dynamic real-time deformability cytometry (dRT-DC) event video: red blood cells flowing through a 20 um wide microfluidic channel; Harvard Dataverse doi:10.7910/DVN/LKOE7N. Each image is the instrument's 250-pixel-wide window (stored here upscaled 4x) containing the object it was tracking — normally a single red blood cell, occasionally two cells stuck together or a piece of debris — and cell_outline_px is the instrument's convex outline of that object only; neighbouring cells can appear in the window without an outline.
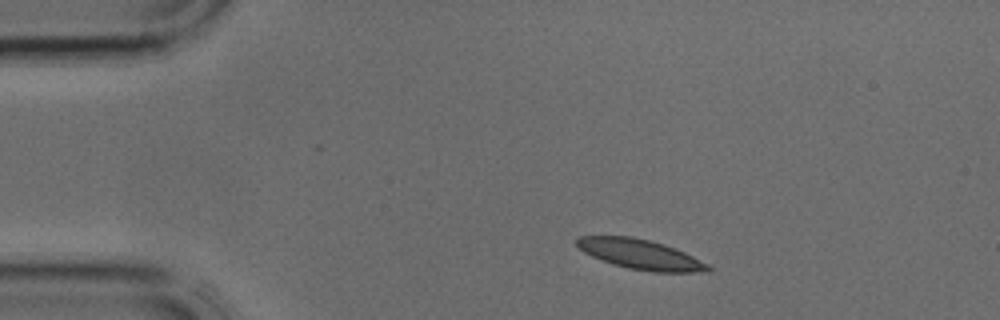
{"species": "common noctule bat (a hibernating species)", "species_latin": "Nyctalus noctula", "temperature_condition": "cold", "stored_images_in_passage": 34, "camera_frame_rate_fps": 3000, "um_per_image_px": 0.085, "animal": {"sex": "male", "body_mass_g": 17.9, "forearm_length_mm": 54.2}, "frame": {"image": 1, "passage_image": 1, "time_ms": 0.0, "image_size_px": [1000, 320], "cell_outline_px": [[712, 268], [708, 272], [652, 272], [628, 268], [612, 264], [592, 256], [584, 252], [576, 244], [576, 236], [632, 236], [664, 244], [684, 252], [708, 264]], "centroid_in_image_um": [54.43, 21.62], "position_along_channel_um": 30.6, "area_um2": 22.77}}
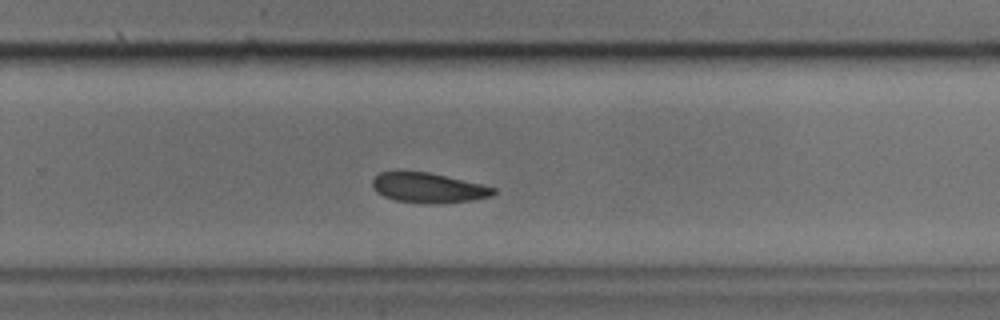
{"frame": {"image": 2, "passage_image": 20, "time_ms": 6.333, "image_size_px": [1000, 320], "cell_outline_px": [[496, 192], [492, 196], [472, 200], [432, 204], [396, 200], [384, 196], [376, 192], [372, 188], [372, 180], [380, 172], [396, 168], [428, 172], [480, 184], [496, 188]], "centroid_in_image_um": [36.32, 15.92], "position_along_channel_um": 293.5, "area_um2": 21.5}}
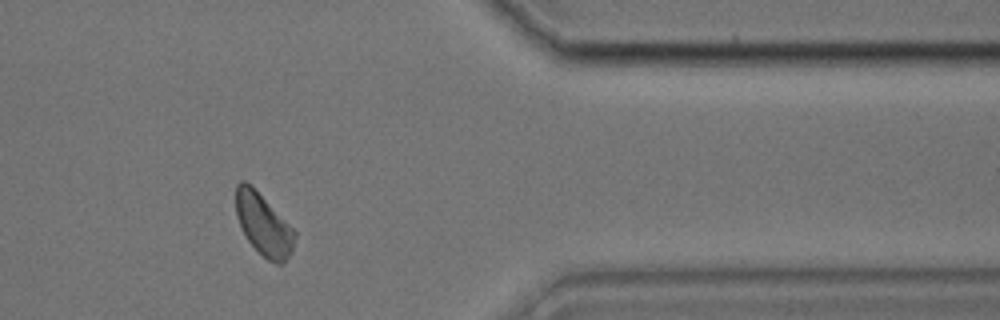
{"frame": {"image": 3, "passage_image": 27, "time_ms": 8.667, "image_size_px": [1000, 320], "cell_outline_px": [[296, 236], [292, 252], [284, 264], [276, 264], [268, 260], [248, 240], [236, 216], [236, 184], [240, 180], [244, 180], [252, 184], [296, 232]], "centroid_in_image_um": [22.41, 19.06], "position_along_channel_um": 389.0, "area_um2": 21.15}}